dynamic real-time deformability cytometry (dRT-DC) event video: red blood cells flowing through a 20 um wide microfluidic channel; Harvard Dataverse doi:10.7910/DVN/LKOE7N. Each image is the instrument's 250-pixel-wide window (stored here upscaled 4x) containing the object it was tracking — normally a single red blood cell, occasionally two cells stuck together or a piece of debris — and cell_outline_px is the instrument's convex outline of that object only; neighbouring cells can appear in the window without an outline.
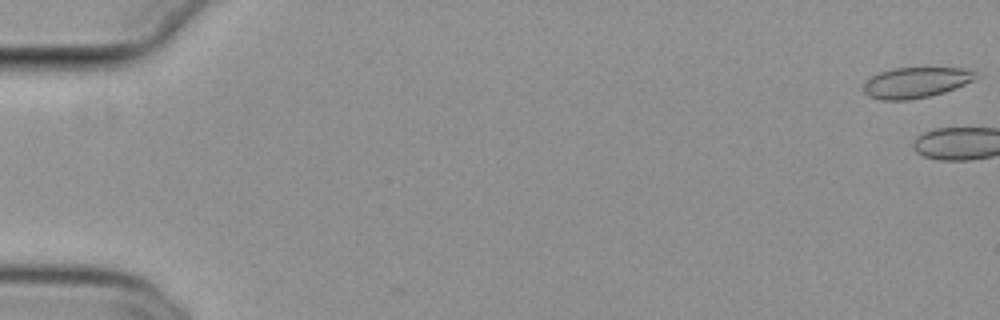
{"species": "common noctule bat (a hibernating species)", "species_latin": "Nyctalus noctula", "temperature_condition": "cold", "stored_images_in_passage": 3, "camera_frame_rate_fps": 3000, "um_per_image_px": 0.085, "animal": {"sex": "female", "body_mass_g": 29.2, "forearm_length_mm": 56.3}, "frame": {"image": 1, "passage_image": 1, "time_ms": 0.0, "image_size_px": [1000, 320], "cell_outline_px": [[984, 76], [976, 80], [956, 88], [944, 92], [928, 96], [908, 100], [880, 100], [868, 96], [864, 92], [864, 80], [868, 76], [892, 68], [964, 68], [976, 72]], "centroid_in_image_um": [77.87, 7.01], "position_along_channel_um": 7.1, "area_um2": 20.46}}